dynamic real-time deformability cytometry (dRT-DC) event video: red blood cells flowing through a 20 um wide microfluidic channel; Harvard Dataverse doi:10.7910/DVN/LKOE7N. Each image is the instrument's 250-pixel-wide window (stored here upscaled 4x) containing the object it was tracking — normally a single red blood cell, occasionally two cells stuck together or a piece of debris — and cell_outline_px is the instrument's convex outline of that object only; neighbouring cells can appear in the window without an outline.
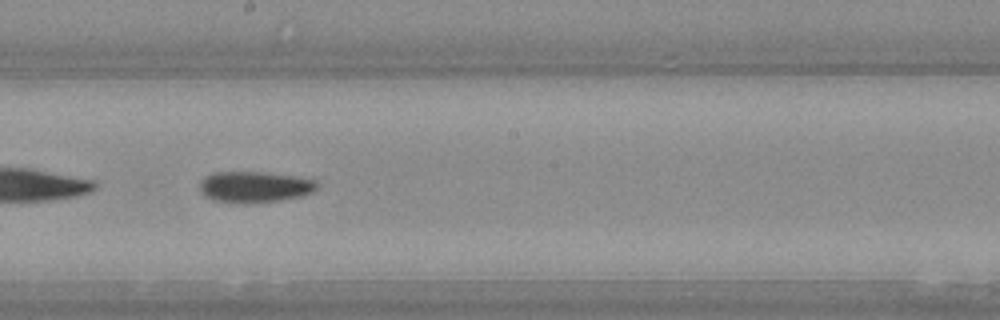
{"species": "Egyptian fruit bat (a non-hibernating species)", "species_latin": "Rousettus aegyptiacus", "temperature_condition": "warm", "stored_images_in_passage": 37, "camera_frame_rate_fps": 3000, "um_per_image_px": 0.085, "animal": {"sex": "female"}, "frame": {"image": 1, "passage_image": 20, "time_ms": 6.333, "image_size_px": [1000, 320], "cell_outline_px": [[316, 188], [312, 192], [300, 196], [280, 200], [216, 200], [204, 196], [200, 188], [200, 180], [204, 176], [212, 172], [268, 172], [316, 180]], "centroid_in_image_um": [21.63, 15.82], "position_along_channel_um": 226.6, "area_um2": 20.29}}
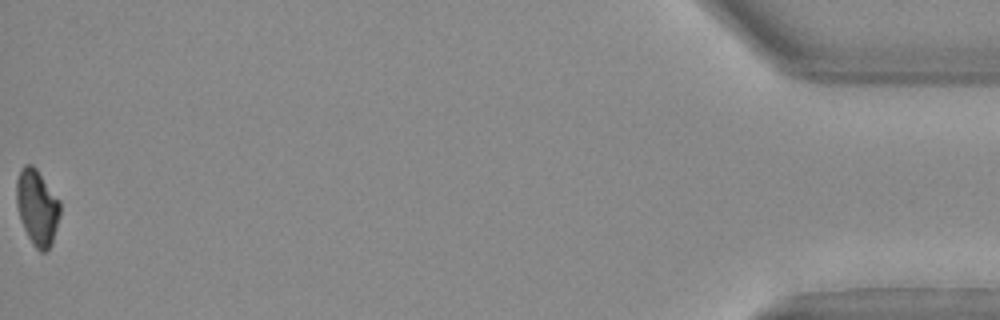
{"frame": {"image": 2, "passage_image": 37, "time_ms": 12.0, "image_size_px": [1000, 320], "cell_outline_px": [[60, 216], [52, 244], [44, 252], [40, 252], [32, 244], [24, 228], [16, 204], [16, 180], [24, 164], [32, 164], [36, 168], [60, 200]], "centroid_in_image_um": [3.17, 17.62], "position_along_channel_um": 432.0, "area_um2": 19.25}}